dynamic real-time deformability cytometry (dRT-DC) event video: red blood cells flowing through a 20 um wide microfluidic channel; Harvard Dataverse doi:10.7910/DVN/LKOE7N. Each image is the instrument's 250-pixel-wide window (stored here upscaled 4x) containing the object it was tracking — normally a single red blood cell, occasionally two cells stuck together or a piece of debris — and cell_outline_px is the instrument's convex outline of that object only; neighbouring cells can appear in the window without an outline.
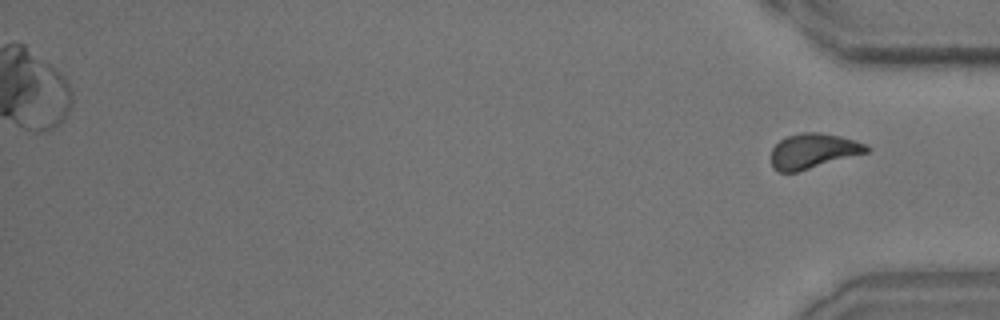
{"species": "common noctule bat (a hibernating species)", "species_latin": "Nyctalus noctula", "temperature_condition": "room temperature", "stored_images_in_passage": 46, "camera_frame_rate_fps": 3000, "um_per_image_px": 0.085, "animal": {"sex": "male", "body_mass_g": 15.6}, "frame": {"image": 1, "passage_image": 46, "time_ms": 15.0, "image_size_px": [1000, 320], "cell_outline_px": [[868, 152], [796, 172], [776, 172], [772, 168], [772, 148], [780, 140], [788, 136], [800, 132], [816, 132], [840, 136], [864, 144], [868, 148]], "centroid_in_image_um": [69.06, 12.84], "position_along_channel_um": 366.1, "area_um2": 19.13}}